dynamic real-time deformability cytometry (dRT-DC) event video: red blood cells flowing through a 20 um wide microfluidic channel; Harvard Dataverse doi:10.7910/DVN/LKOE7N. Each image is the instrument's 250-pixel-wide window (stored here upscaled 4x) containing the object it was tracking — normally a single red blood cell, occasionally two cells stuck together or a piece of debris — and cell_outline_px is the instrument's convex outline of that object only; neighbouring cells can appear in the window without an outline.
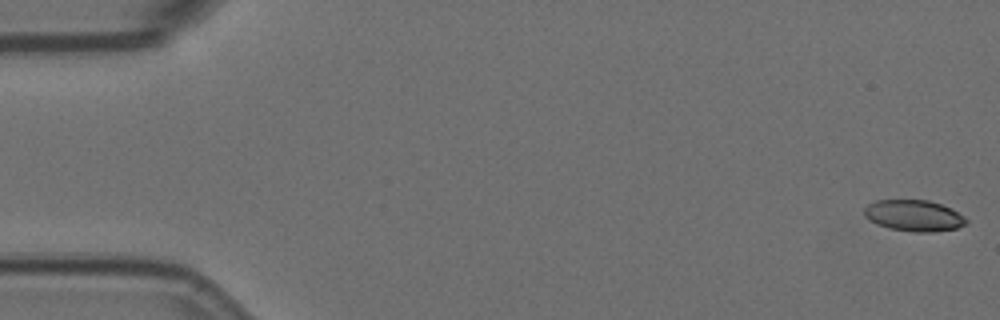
{"species": "Egyptian fruit bat (a non-hibernating species)", "species_latin": "Rousettus aegyptiacus", "temperature_condition": "room temperature", "stored_images_in_passage": 9, "camera_frame_rate_fps": 3000, "um_per_image_px": 0.085, "animal": {"sex": "female"}, "frame": {"image": 1, "passage_image": 1, "time_ms": 0.0, "image_size_px": [1000, 320], "cell_outline_px": [[968, 224], [956, 228], [932, 232], [912, 232], [888, 228], [876, 224], [868, 220], [864, 216], [864, 208], [868, 204], [876, 200], [928, 200], [952, 208], [964, 216], [968, 220]], "centroid_in_image_um": [77.68, 18.33], "position_along_channel_um": 7.3, "area_um2": 18.79}}
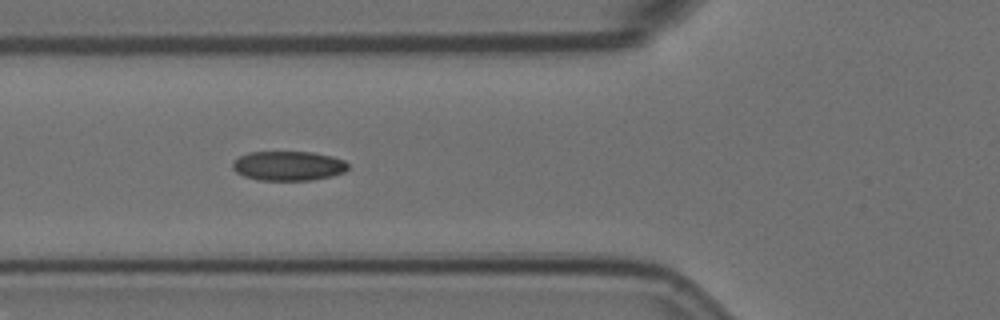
{"frame": {"image": 2, "passage_image": 7, "time_ms": 2.0, "image_size_px": [1000, 320], "cell_outline_px": [[348, 168], [344, 172], [332, 176], [312, 180], [260, 180], [244, 176], [236, 172], [232, 168], [232, 164], [240, 156], [248, 152], [312, 152], [332, 156], [344, 160], [348, 164]], "centroid_in_image_um": [24.52, 14.1], "position_along_channel_um": 101.3, "area_um2": 19.83}}
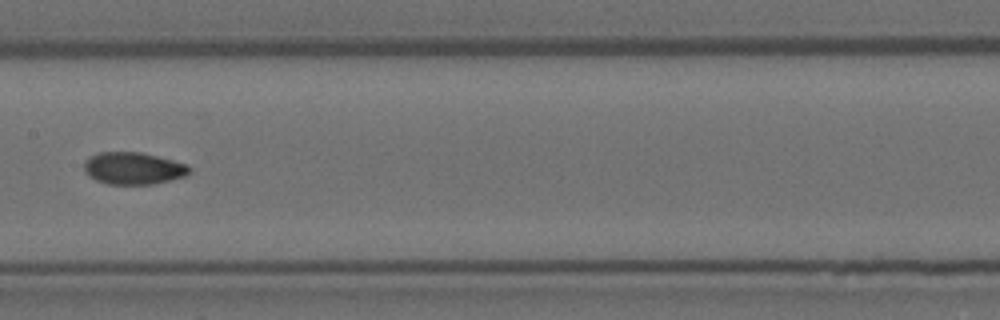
{"frame": {"image": 3, "passage_image": 9, "time_ms": 2.667, "image_size_px": [1000, 320], "cell_outline_px": [[192, 172], [184, 176], [152, 184], [108, 184], [96, 180], [88, 176], [84, 172], [84, 160], [88, 156], [100, 152], [140, 152], [188, 164], [192, 168]], "centroid_in_image_um": [11.31, 14.3], "position_along_channel_um": 196.1, "area_um2": 19.83}}